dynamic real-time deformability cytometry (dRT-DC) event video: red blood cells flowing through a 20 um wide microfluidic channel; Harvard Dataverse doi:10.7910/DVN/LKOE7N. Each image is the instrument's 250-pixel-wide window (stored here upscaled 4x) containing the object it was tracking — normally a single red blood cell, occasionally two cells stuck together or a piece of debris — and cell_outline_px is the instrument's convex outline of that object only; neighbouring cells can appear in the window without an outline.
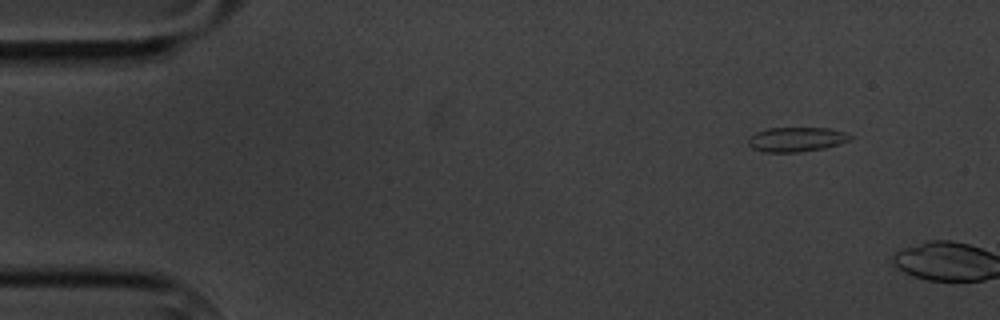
{"species": "common noctule bat (a hibernating species)", "species_latin": "Nyctalus noctula", "temperature_condition": "cold", "stored_images_in_passage": 2, "camera_frame_rate_fps": 3000, "um_per_image_px": 0.085, "animal": {"sex": "male", "body_mass_g": 20.1, "forearm_length_mm": 53.5}, "frame": {"image": 1, "passage_image": 1, "time_ms": 0.0, "image_size_px": [1000, 320], "cell_outline_px": [[852, 136], [848, 140], [840, 144], [824, 148], [800, 152], [764, 152], [752, 148], [748, 144], [748, 136], [756, 132], [768, 128], [828, 128], [844, 132]], "centroid_in_image_um": [67.65, 11.85], "position_along_channel_um": 17.3, "area_um2": 14.57}}